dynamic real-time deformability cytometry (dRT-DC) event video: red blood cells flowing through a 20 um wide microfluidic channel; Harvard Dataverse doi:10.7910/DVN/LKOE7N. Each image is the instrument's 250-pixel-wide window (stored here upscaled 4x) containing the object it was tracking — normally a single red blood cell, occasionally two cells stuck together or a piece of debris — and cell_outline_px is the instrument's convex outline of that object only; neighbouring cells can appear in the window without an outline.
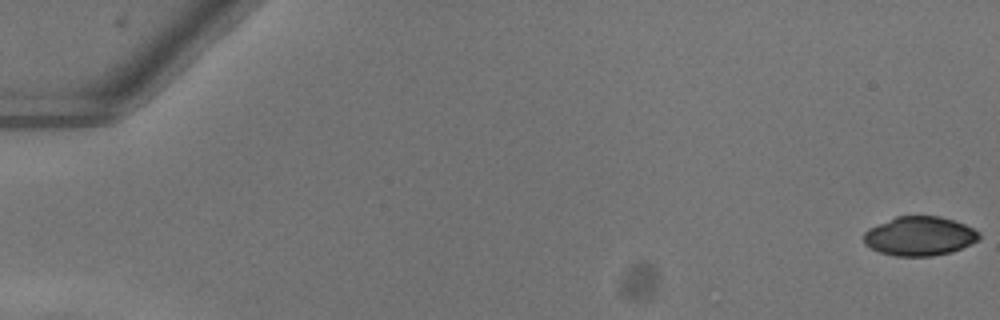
{"species": "common noctule bat (a hibernating species)", "species_latin": "Nyctalus noctula", "temperature_condition": "warm", "stored_images_in_passage": 12, "camera_frame_rate_fps": 3000, "um_per_image_px": 0.085, "animal": {"sex": "female"}, "frame": {"image": 1, "passage_image": 1, "time_ms": 0.0, "image_size_px": [1000, 320], "cell_outline_px": [[980, 240], [952, 252], [932, 256], [896, 256], [880, 252], [864, 244], [864, 232], [868, 228], [896, 216], [940, 216], [964, 224], [980, 232]], "centroid_in_image_um": [78.17, 20.07], "position_along_channel_um": 6.8, "area_um2": 26.36}}